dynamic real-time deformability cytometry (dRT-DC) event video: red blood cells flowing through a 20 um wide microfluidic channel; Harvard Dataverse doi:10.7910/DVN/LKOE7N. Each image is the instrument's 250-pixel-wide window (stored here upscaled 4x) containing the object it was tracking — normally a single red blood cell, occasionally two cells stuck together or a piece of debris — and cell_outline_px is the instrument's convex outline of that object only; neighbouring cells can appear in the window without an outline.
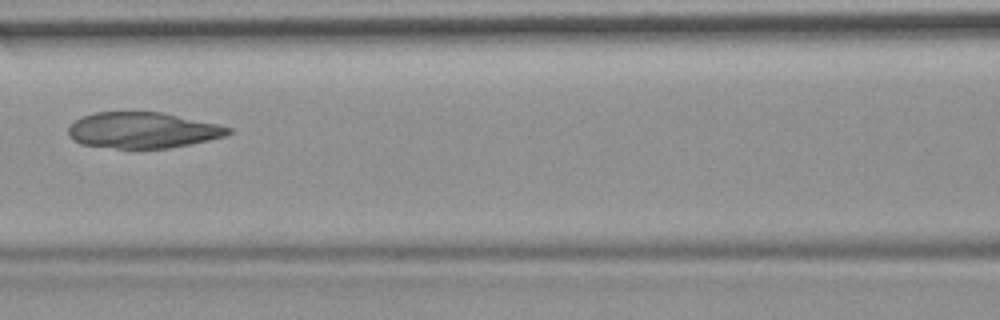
{"species": "common noctule bat (a hibernating species)", "species_latin": "Nyctalus noctula", "temperature_condition": "room temperature", "stored_images_in_passage": 7, "camera_frame_rate_fps": 3000, "um_per_image_px": 0.085, "animal": {"sex": "female", "body_mass_g": 19.9}, "frame": {"image": 1, "passage_image": 7, "time_ms": 7.0, "image_size_px": [1000, 320], "cell_outline_px": [[232, 132], [224, 136], [208, 140], [168, 148], [116, 148], [80, 144], [72, 140], [68, 136], [68, 128], [80, 116], [96, 112], [160, 112], [216, 124], [232, 128]], "centroid_in_image_um": [12.07, 11.07], "position_along_channel_um": 154.5, "area_um2": 33.23}}